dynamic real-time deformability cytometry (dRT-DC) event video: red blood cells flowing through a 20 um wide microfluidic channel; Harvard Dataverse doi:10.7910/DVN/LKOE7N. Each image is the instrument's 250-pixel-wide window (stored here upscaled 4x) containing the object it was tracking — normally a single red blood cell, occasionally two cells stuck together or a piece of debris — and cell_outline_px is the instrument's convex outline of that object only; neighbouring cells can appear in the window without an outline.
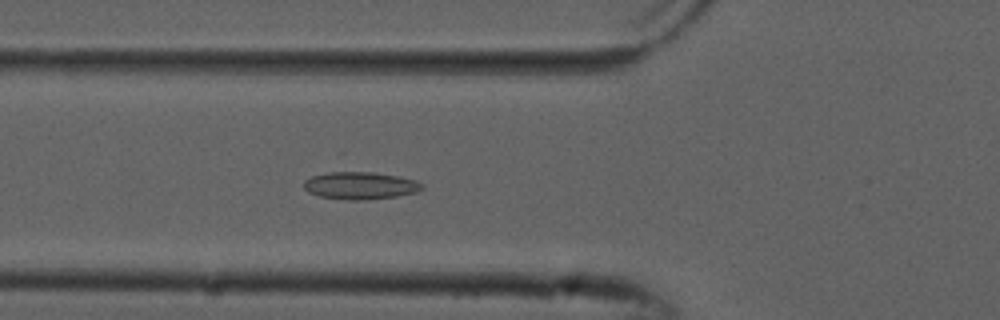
{"species": "common noctule bat (a hibernating species)", "species_latin": "Nyctalus noctula", "temperature_condition": "cold", "stored_images_in_passage": 45, "camera_frame_rate_fps": 3000, "um_per_image_px": 0.085, "animal": {"sex": "male", "forearm_length_mm": 52.5}, "frame": {"image": 1, "passage_image": 11, "time_ms": 3.333, "image_size_px": [1000, 320], "cell_outline_px": [[424, 188], [416, 192], [396, 196], [368, 200], [348, 200], [320, 196], [308, 192], [304, 188], [304, 180], [312, 176], [340, 168], [344, 168], [372, 172], [396, 176], [416, 180], [424, 184]], "centroid_in_image_um": [30.58, 15.73], "position_along_channel_um": 95.2, "area_um2": 19.59}}
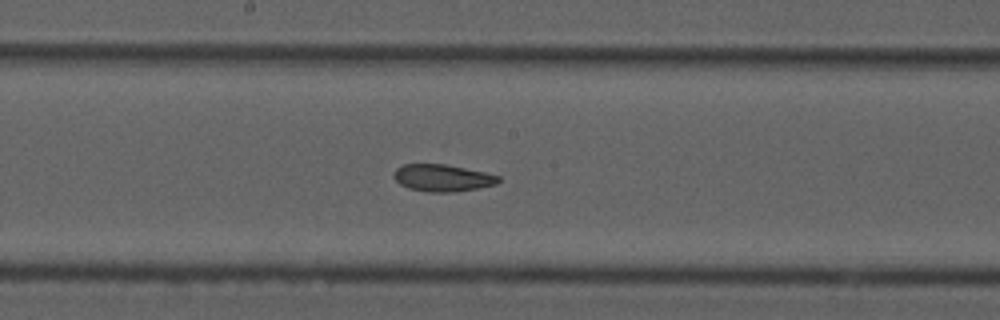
{"frame": {"image": 2, "passage_image": 20, "time_ms": 6.333, "image_size_px": [1000, 320], "cell_outline_px": [[500, 180], [496, 184], [476, 188], [452, 192], [428, 192], [408, 188], [400, 184], [392, 176], [396, 168], [404, 164], [444, 164], [484, 172], [500, 176]], "centroid_in_image_um": [37.58, 15.12], "position_along_channel_um": 210.6, "area_um2": 16.36}}
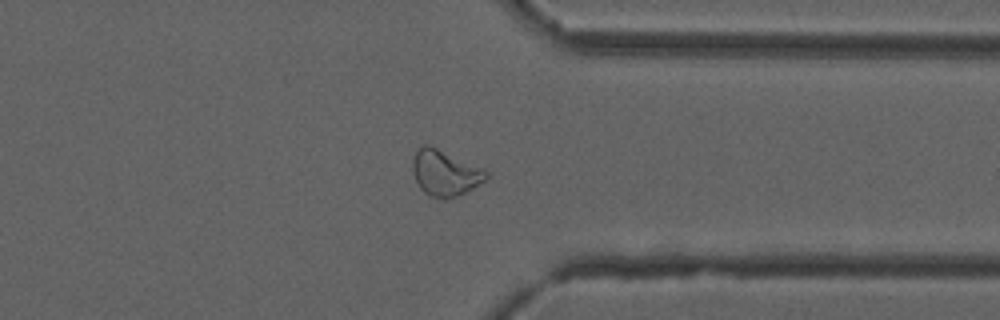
{"frame": {"image": 3, "passage_image": 33, "time_ms": 10.667, "image_size_px": [1000, 320], "cell_outline_px": [[488, 176], [484, 180], [472, 188], [456, 196], [444, 200], [432, 196], [424, 192], [420, 188], [412, 172], [412, 160], [416, 152], [424, 144], [428, 144], [484, 168], [488, 172]], "centroid_in_image_um": [37.81, 14.69], "position_along_channel_um": 373.6, "area_um2": 19.48}, "authors_computed_cell_mechanics": {"area_um2": 18.7272, "velocity_mm_per_s": 3.8376, "shape_relaxation_time_tau1_ms": null, "shape_relaxation_time_tau2_ms": 2.757, "deformation_change_tau1": null, "deformation_change_tau2": 0.0766}}